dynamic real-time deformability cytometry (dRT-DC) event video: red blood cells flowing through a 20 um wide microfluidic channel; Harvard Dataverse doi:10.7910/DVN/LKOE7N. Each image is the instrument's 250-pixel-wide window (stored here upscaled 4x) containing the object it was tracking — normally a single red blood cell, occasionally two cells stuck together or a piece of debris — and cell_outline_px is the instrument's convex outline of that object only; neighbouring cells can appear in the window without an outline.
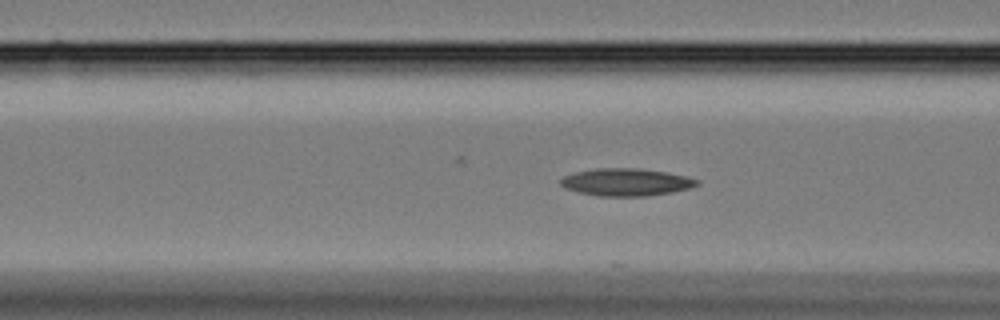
{"species": "Egyptian fruit bat (a non-hibernating species)", "species_latin": "Rousettus aegyptiacus", "temperature_condition": "cold", "stored_images_in_passage": 13, "segment_of_instrument_passage": [2, 2], "camera_frame_rate_fps": 3000, "um_per_image_px": 0.085, "animal": {"sex": "female"}, "frame": {"image": 1, "passage_image": 13, "time_ms": 4.0, "image_size_px": [1000, 320], "cell_outline_px": [[700, 184], [688, 188], [672, 192], [648, 196], [600, 196], [580, 192], [564, 188], [560, 184], [560, 180], [564, 176], [576, 172], [596, 168], [636, 168], [664, 172], [688, 176], [700, 180]], "centroid_in_image_um": [53.24, 15.48], "position_along_channel_um": 113.4, "area_um2": 21.73}}